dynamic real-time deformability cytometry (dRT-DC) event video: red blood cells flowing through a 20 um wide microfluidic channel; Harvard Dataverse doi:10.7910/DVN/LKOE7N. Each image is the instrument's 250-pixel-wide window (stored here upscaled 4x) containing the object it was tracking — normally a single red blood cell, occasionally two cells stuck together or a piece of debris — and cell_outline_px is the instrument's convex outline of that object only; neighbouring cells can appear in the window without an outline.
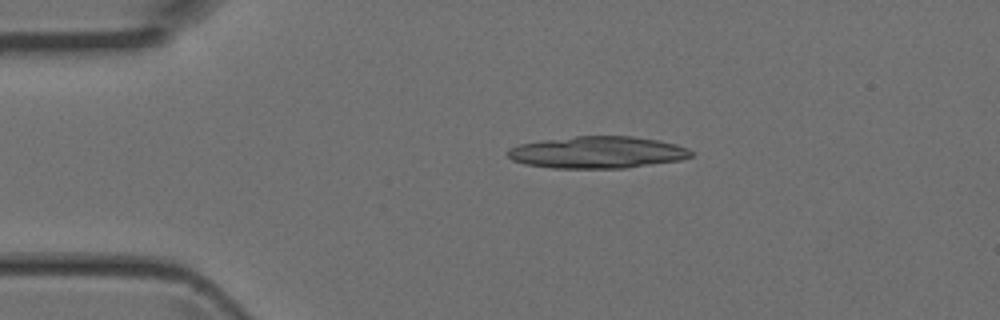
{"species": "Egyptian fruit bat (a non-hibernating species)", "species_latin": "Rousettus aegyptiacus", "temperature_condition": "room temperature", "stored_images_in_passage": 2, "camera_frame_rate_fps": 3000, "um_per_image_px": 0.085, "animal": {"sex": "female"}, "frame": {"image": 1, "passage_image": 1, "time_ms": 0.0, "image_size_px": [1000, 320], "cell_outline_px": [[692, 156], [680, 160], [624, 168], [552, 168], [524, 164], [512, 160], [508, 156], [508, 148], [520, 144], [544, 140], [576, 136], [632, 136], [656, 140], [676, 144], [688, 148], [692, 152]], "centroid_in_image_um": [50.77, 12.95], "position_along_channel_um": 34.2, "area_um2": 33.99}}